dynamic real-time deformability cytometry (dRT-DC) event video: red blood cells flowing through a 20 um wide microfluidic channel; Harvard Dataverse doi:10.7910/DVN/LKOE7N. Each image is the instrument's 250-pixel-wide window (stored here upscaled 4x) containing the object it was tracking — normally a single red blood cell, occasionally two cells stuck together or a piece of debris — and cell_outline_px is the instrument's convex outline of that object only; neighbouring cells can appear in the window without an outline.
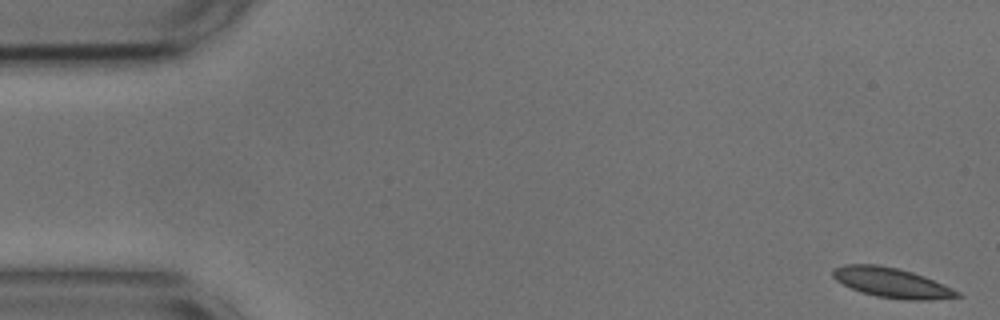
{"species": "common noctule bat (a hibernating species)", "species_latin": "Nyctalus noctula", "temperature_condition": "cold", "stored_images_in_passage": 13, "camera_frame_rate_fps": 3000, "um_per_image_px": 0.085, "animal": {"sex": "male", "body_mass_g": 17.9, "forearm_length_mm": 54.2}, "frame": {"image": 1, "passage_image": 1, "time_ms": 0.0, "image_size_px": [1000, 320], "cell_outline_px": [[964, 296], [932, 300], [904, 300], [876, 296], [860, 292], [836, 280], [832, 276], [832, 268], [844, 264], [876, 264], [896, 268], [912, 272], [924, 276], [952, 288], [960, 292]], "centroid_in_image_um": [75.8, 24.03], "position_along_channel_um": 9.2, "area_um2": 21.68}}
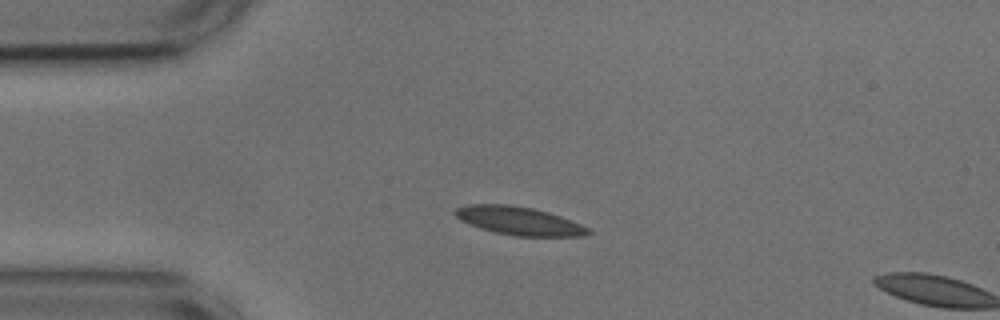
{"frame": {"image": 2, "passage_image": 12, "time_ms": 3.667, "image_size_px": [1000, 320], "cell_outline_px": [[592, 232], [588, 236], [516, 236], [496, 232], [480, 228], [468, 224], [460, 220], [452, 212], [456, 208], [464, 204], [508, 204], [532, 208], [548, 212], [560, 216], [580, 224], [588, 228]], "centroid_in_image_um": [44.08, 18.76], "position_along_channel_um": 40.9, "area_um2": 21.96}}